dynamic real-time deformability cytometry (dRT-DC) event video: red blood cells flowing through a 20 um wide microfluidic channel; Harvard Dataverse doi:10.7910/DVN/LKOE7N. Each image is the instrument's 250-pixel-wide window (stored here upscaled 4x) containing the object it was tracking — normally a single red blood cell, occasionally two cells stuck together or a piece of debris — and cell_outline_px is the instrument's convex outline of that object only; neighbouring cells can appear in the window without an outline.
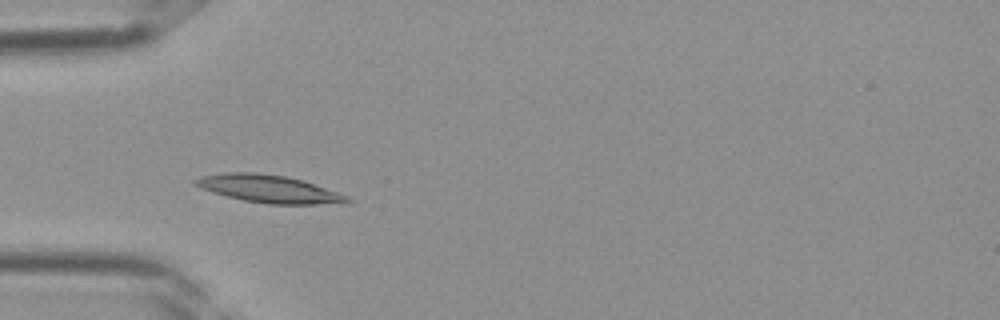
{"species": "Egyptian fruit bat (a non-hibernating species)", "species_latin": "Rousettus aegyptiacus", "temperature_condition": "room temperature", "stored_images_in_passage": 33, "camera_frame_rate_fps": 3000, "um_per_image_px": 0.085, "frame": {"image": 1, "passage_image": 7, "time_ms": 2.0, "image_size_px": [1000, 320], "cell_outline_px": [[352, 200], [348, 204], [268, 204], [244, 200], [212, 192], [192, 184], [192, 180], [200, 176], [224, 172], [256, 172], [284, 176], [304, 180], [348, 196]], "centroid_in_image_um": [22.87, 16.05], "position_along_channel_um": 62.1, "area_um2": 24.62}}
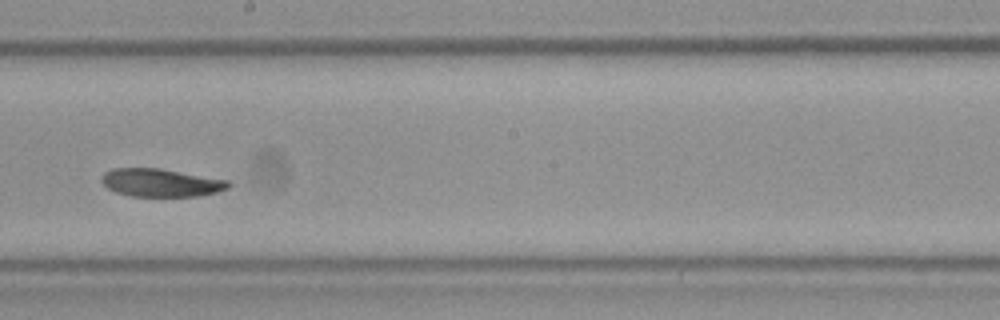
{"frame": {"image": 2, "passage_image": 17, "time_ms": 5.333, "image_size_px": [1000, 320], "cell_outline_px": [[232, 184], [228, 188], [216, 192], [196, 196], [132, 196], [116, 192], [108, 188], [100, 180], [100, 176], [104, 172], [112, 168], [160, 168], [228, 180]], "centroid_in_image_um": [13.65, 15.52], "position_along_channel_um": 234.5, "area_um2": 20.69}}
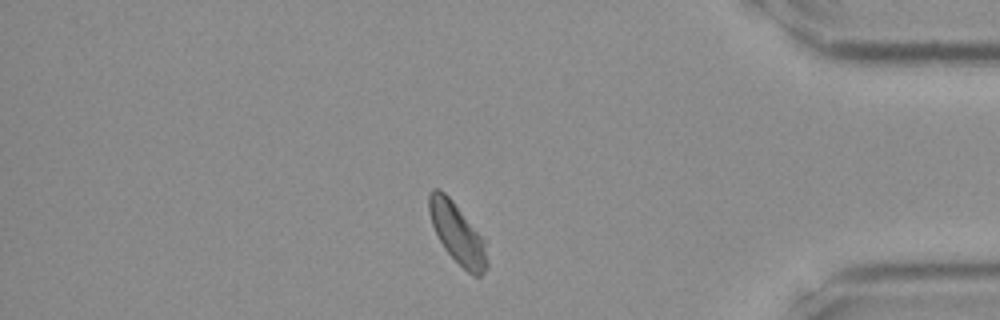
{"frame": {"image": 3, "passage_image": 28, "time_ms": 9.0, "image_size_px": [1000, 320], "cell_outline_px": [[488, 264], [484, 272], [480, 276], [476, 276], [468, 272], [444, 248], [432, 224], [428, 212], [428, 196], [432, 188], [440, 188], [452, 200], [484, 240]], "centroid_in_image_um": [38.85, 19.81], "position_along_channel_um": 396.4, "area_um2": 19.94}}